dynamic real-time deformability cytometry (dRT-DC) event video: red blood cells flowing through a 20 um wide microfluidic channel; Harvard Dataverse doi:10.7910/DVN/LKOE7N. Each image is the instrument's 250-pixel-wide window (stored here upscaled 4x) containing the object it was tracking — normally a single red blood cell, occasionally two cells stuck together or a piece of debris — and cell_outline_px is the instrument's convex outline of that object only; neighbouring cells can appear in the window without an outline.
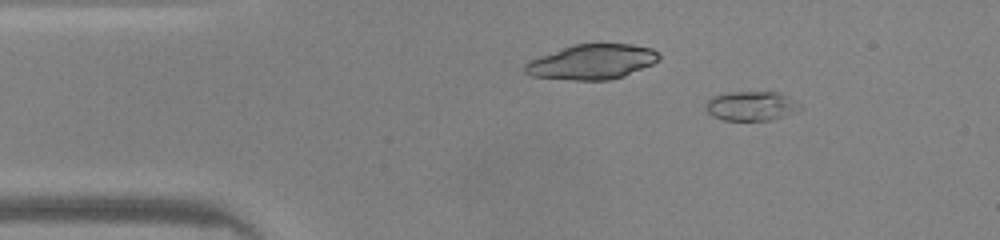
{"species": "common noctule bat (a hibernating species)", "species_latin": "Nyctalus noctula", "temperature_condition": "warm", "stored_images_in_passage": 14, "camera_frame_rate_fps": 3000, "um_per_image_px": 0.085, "animal": {"sex": "male", "body_mass_g": 20.0, "forearm_length_mm": 53.3}, "frame": {"image": 1, "passage_image": 7, "time_ms": 2.0, "image_size_px": [1000, 240], "cell_outline_px": [[804, 108], [796, 112], [768, 120], [724, 120], [712, 116], [704, 108], [704, 100], [712, 96], [728, 92], [776, 92], [788, 96], [800, 104]], "centroid_in_image_um": [63.81, 9.0], "position_along_channel_um": 21.2, "area_um2": 16.36}}